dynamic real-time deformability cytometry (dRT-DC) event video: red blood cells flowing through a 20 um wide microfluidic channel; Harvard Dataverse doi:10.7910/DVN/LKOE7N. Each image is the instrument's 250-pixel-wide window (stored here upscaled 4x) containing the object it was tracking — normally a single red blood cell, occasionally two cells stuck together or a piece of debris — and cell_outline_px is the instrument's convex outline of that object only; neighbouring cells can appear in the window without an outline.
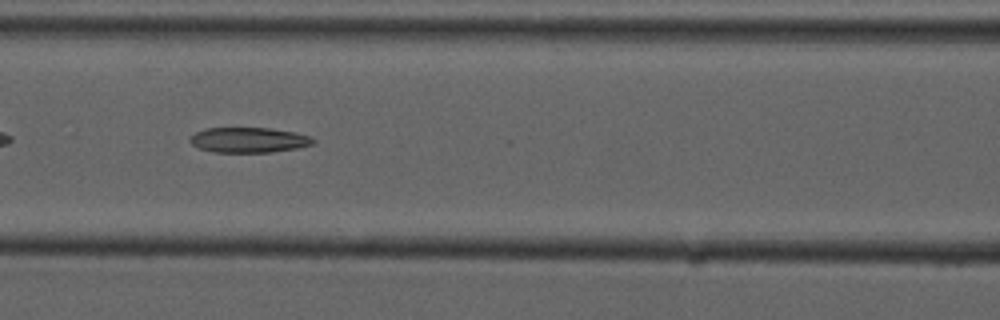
{"species": "common noctule bat (a hibernating species)", "species_latin": "Nyctalus noctula", "temperature_condition": "cold", "stored_images_in_passage": 8, "camera_frame_rate_fps": 3000, "um_per_image_px": 0.085, "animal": {"sex": "male", "forearm_length_mm": 52.5}, "frame": {"image": 1, "passage_image": 6, "time_ms": 5.667, "image_size_px": [1000, 320], "cell_outline_px": [[316, 144], [300, 148], [268, 152], [212, 152], [200, 148], [192, 144], [188, 140], [196, 132], [208, 128], [268, 128], [296, 132], [308, 136], [316, 140]], "centroid_in_image_um": [21.19, 11.9], "position_along_channel_um": 145.4, "area_um2": 18.09}}
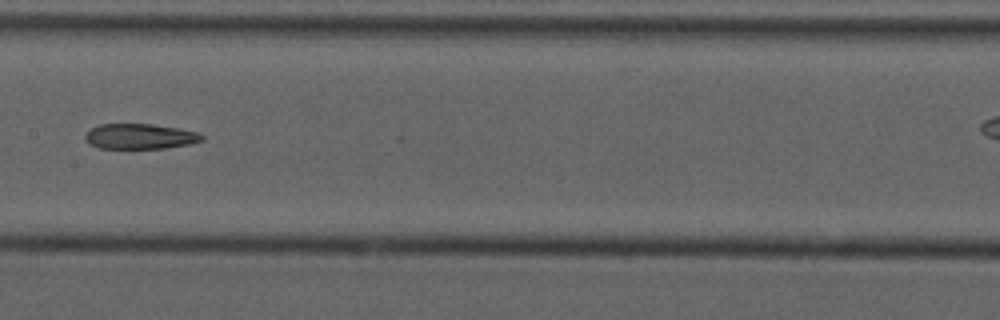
{"frame": {"image": 2, "passage_image": 7, "time_ms": 7.0, "image_size_px": [1000, 320], "cell_outline_px": [[204, 140], [188, 144], [164, 148], [100, 148], [88, 144], [84, 140], [84, 136], [92, 128], [100, 124], [152, 124], [176, 128], [196, 132], [204, 136]], "centroid_in_image_um": [11.86, 11.59], "position_along_channel_um": 195.5, "area_um2": 17.05}}